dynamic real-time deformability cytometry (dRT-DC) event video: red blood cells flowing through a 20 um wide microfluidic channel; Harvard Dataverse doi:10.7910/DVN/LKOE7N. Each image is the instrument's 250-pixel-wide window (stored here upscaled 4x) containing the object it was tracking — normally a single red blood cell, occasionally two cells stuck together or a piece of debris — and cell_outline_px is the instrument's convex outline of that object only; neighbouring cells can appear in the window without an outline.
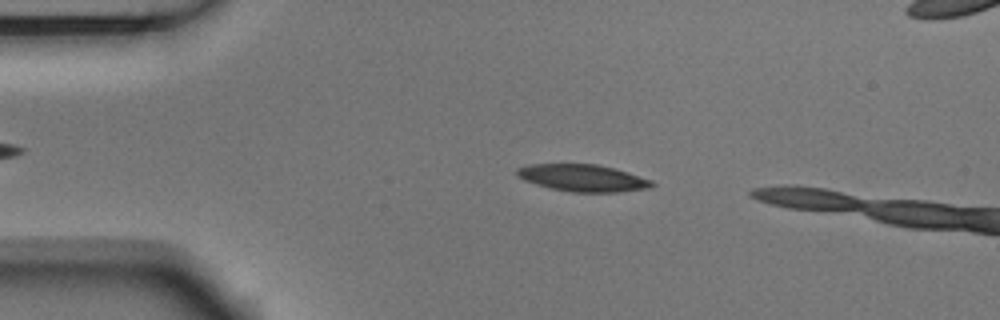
{"species": "Egyptian fruit bat (a non-hibernating species)", "species_latin": "Rousettus aegyptiacus", "temperature_condition": "room temperature", "stored_images_in_passage": 5, "camera_frame_rate_fps": 3000, "um_per_image_px": 0.085, "animal": {"sex": "male"}, "frame": {"image": 1, "passage_image": 3, "time_ms": 0.667, "image_size_px": [1000, 320], "cell_outline_px": [[656, 184], [652, 188], [620, 192], [572, 192], [552, 188], [524, 180], [516, 176], [516, 168], [528, 164], [596, 164], [616, 168], [652, 180]], "centroid_in_image_um": [49.57, 15.12], "position_along_channel_um": 35.4, "area_um2": 21.39}}